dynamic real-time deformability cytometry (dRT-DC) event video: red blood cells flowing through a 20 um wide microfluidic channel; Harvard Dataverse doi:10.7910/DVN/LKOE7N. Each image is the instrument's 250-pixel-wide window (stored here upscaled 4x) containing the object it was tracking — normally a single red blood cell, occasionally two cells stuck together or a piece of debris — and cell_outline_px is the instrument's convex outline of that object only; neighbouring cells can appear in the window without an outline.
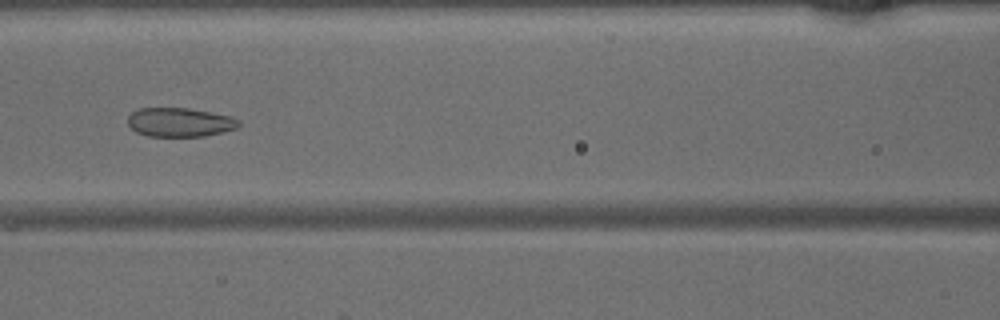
{"species": "common noctule bat (a hibernating species)", "species_latin": "Nyctalus noctula", "temperature_condition": "warm", "stored_images_in_passage": 46, "camera_frame_rate_fps": 3000, "um_per_image_px": 0.085, "animal": {"sex": "male", "body_mass_g": 15.6}, "frame": {"image": 1, "passage_image": 20, "time_ms": 6.333, "image_size_px": [1000, 320], "cell_outline_px": [[240, 124], [236, 128], [204, 136], [148, 136], [136, 132], [128, 124], [128, 116], [132, 112], [140, 108], [188, 108], [232, 116], [240, 120]], "centroid_in_image_um": [15.28, 10.38], "position_along_channel_um": 151.3, "area_um2": 18.67}}
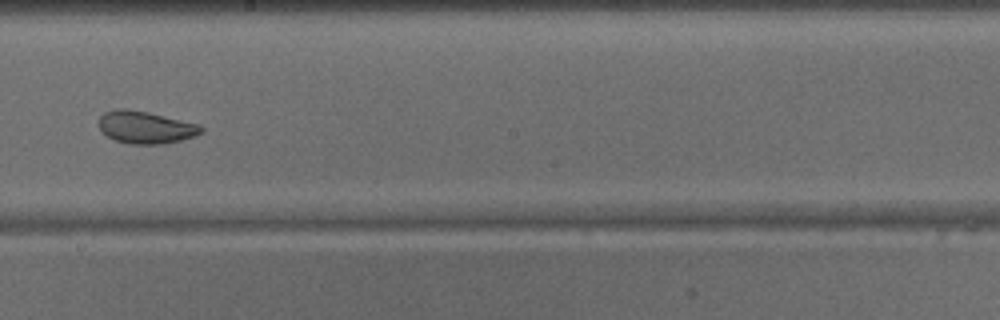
{"frame": {"image": 2, "passage_image": 26, "time_ms": 8.333, "image_size_px": [1000, 320], "cell_outline_px": [[204, 132], [196, 136], [180, 140], [160, 144], [132, 144], [116, 140], [108, 136], [100, 128], [100, 116], [104, 112], [120, 108], [128, 108], [148, 112], [200, 124], [204, 128]], "centroid_in_image_um": [12.43, 10.81], "position_along_channel_um": 235.8, "area_um2": 19.25}}
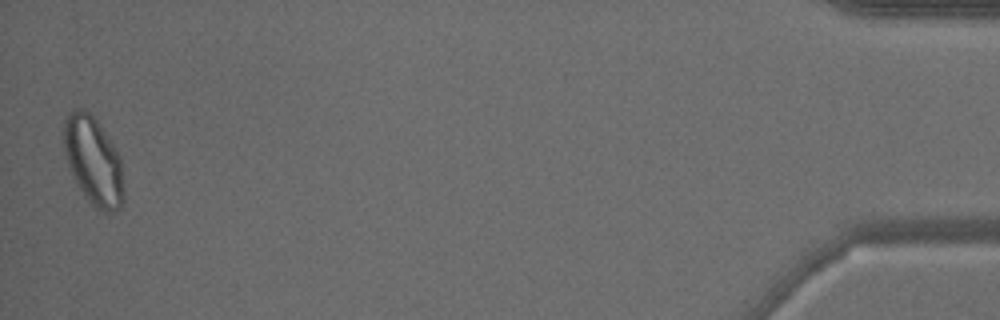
{"frame": {"image": 3, "passage_image": 46, "time_ms": 15.0, "image_size_px": [1000, 320], "cell_outline_px": [[124, 200], [120, 208], [116, 212], [104, 212], [96, 208], [88, 200], [80, 188], [68, 164], [64, 148], [64, 120], [68, 112], [72, 108], [80, 108], [88, 112], [96, 120], [120, 156], [124, 192]], "centroid_in_image_um": [7.95, 13.69], "position_along_channel_um": 427.3, "area_um2": 30.46}}